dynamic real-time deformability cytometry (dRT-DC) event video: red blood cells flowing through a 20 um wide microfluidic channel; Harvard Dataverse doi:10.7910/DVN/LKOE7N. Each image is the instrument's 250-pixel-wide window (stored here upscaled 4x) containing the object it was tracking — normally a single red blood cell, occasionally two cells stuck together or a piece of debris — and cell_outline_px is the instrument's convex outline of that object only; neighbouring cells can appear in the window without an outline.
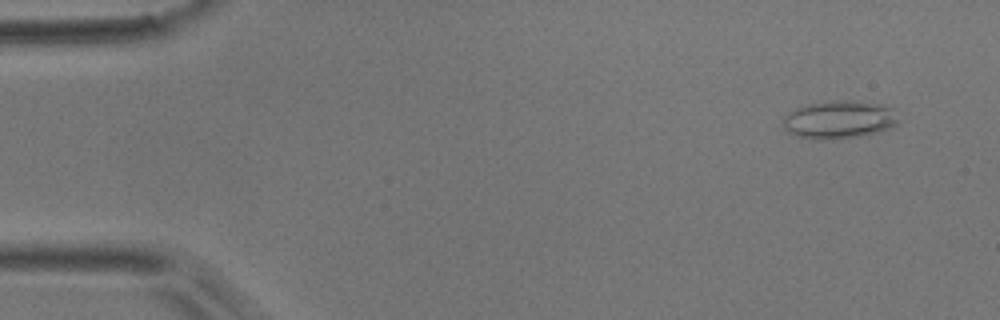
{"species": "common noctule bat (a hibernating species)", "species_latin": "Nyctalus noctula", "temperature_condition": "room temperature", "stored_images_in_passage": 5, "camera_frame_rate_fps": 3000, "um_per_image_px": 0.085, "animal": {"sex": "male", "body_mass_g": 17.9}, "frame": {"image": 1, "passage_image": 1, "time_ms": 0.0, "image_size_px": [1000, 320], "cell_outline_px": [[896, 124], [888, 128], [876, 132], [856, 136], [824, 140], [800, 136], [788, 132], [784, 128], [784, 116], [788, 112], [796, 108], [808, 104], [832, 100], [852, 100], [880, 104], [892, 108], [896, 120]], "centroid_in_image_um": [71.28, 10.15], "position_along_channel_um": 13.7, "area_um2": 25.03}}